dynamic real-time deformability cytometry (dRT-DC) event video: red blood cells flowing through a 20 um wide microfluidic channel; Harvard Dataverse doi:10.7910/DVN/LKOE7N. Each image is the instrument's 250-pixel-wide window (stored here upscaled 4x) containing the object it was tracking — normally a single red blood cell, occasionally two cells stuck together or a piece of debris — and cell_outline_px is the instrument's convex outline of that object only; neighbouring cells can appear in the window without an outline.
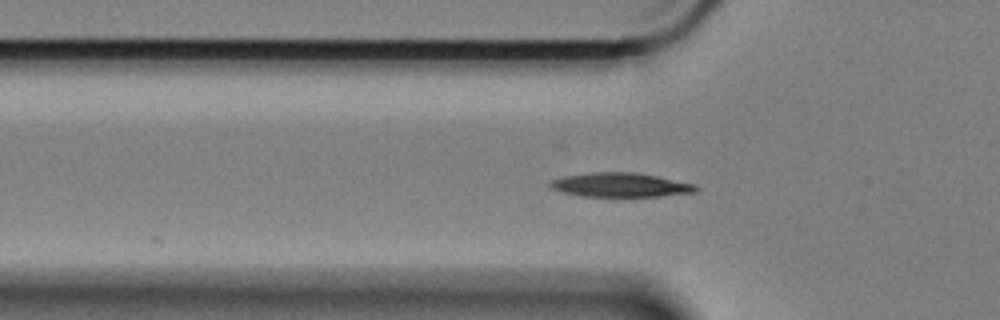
{"species": "Egyptian fruit bat (a non-hibernating species)", "species_latin": "Rousettus aegyptiacus", "temperature_condition": "cold", "stored_images_in_passage": 10, "camera_frame_rate_fps": 3000, "um_per_image_px": 0.085, "animal": {"sex": "female"}, "frame": {"image": 1, "passage_image": 2, "time_ms": 0.333, "image_size_px": [1000, 320], "cell_outline_px": [[700, 188], [696, 192], [660, 196], [584, 196], [564, 192], [552, 188], [548, 184], [552, 180], [564, 176], [592, 172], [636, 172], [696, 184]], "centroid_in_image_um": [52.78, 15.71], "position_along_channel_um": 73.0, "area_um2": 20.35}}
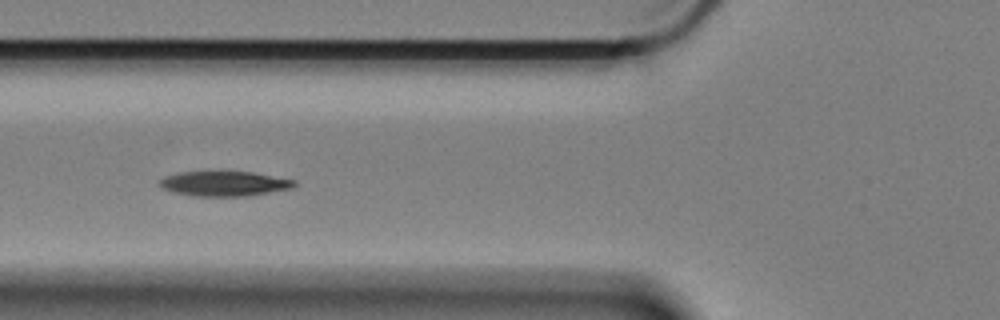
{"frame": {"image": 2, "passage_image": 5, "time_ms": 1.333, "image_size_px": [1000, 320], "cell_outline_px": [[296, 184], [292, 188], [248, 196], [196, 196], [172, 192], [160, 188], [160, 180], [164, 176], [180, 172], [252, 172], [296, 180]], "centroid_in_image_um": [19.05, 15.61], "position_along_channel_um": 106.7, "area_um2": 19.48}}
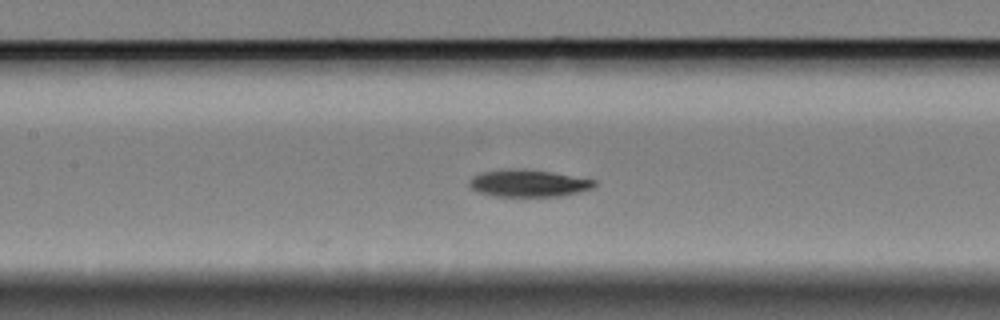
{"frame": {"image": 3, "passage_image": 10, "time_ms": 3.0, "image_size_px": [1000, 320], "cell_outline_px": [[596, 184], [592, 188], [560, 196], [492, 196], [476, 192], [468, 184], [468, 180], [472, 176], [480, 172], [504, 168], [524, 168], [552, 172], [596, 180]], "centroid_in_image_um": [44.83, 15.55], "position_along_channel_um": 162.6, "area_um2": 20.06}}